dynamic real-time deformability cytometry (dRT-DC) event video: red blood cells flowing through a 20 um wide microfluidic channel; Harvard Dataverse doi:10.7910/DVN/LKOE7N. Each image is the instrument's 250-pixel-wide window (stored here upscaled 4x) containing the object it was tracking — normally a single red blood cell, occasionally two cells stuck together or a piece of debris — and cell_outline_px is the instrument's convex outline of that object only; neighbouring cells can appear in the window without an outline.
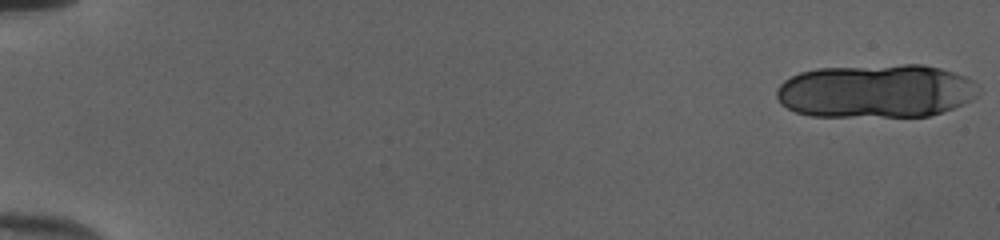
{"species": "human", "species_latin": "Homo sapiens", "temperature_condition": "cold", "stored_images_in_passage": 20, "camera_frame_rate_fps": 3000, "um_per_image_px": 0.085, "donor": {"sex": "female"}, "frame": {"image": 1, "passage_image": 1, "time_ms": 0.0, "image_size_px": [1000, 240], "cell_outline_px": [[980, 92], [972, 100], [964, 104], [928, 116], [812, 116], [796, 112], [780, 104], [776, 96], [776, 88], [784, 80], [800, 72], [816, 68], [904, 64], [924, 64], [940, 68], [968, 76], [980, 84]], "centroid_in_image_um": [74.49, 7.73], "position_along_channel_um": 10.5, "area_um2": 63.75}}